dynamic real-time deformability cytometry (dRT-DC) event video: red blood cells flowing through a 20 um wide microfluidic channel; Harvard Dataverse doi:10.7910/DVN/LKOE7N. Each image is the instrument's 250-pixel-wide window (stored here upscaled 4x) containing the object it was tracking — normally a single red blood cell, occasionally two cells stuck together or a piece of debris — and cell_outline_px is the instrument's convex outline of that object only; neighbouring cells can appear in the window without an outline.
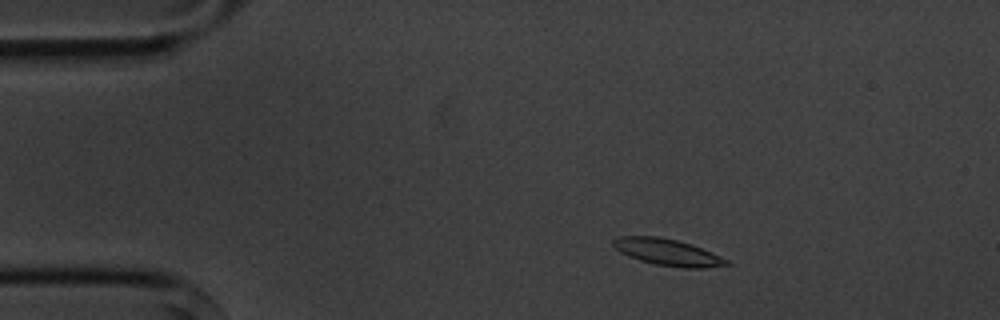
{"species": "common noctule bat (a hibernating species)", "species_latin": "Nyctalus noctula", "temperature_condition": "cold", "stored_images_in_passage": 5, "camera_frame_rate_fps": 3000, "um_per_image_px": 0.085, "animal": {"sex": "male", "body_mass_g": 20.1, "forearm_length_mm": 53.5}, "frame": {"image": 1, "passage_image": 2, "time_ms": 1.333, "image_size_px": [1000, 320], "cell_outline_px": [[732, 264], [704, 268], [680, 268], [656, 264], [640, 260], [628, 256], [620, 252], [612, 244], [612, 240], [616, 236], [660, 236], [692, 244], [720, 256], [728, 260]], "centroid_in_image_um": [56.73, 21.43], "position_along_channel_um": 28.3, "area_um2": 17.63}}
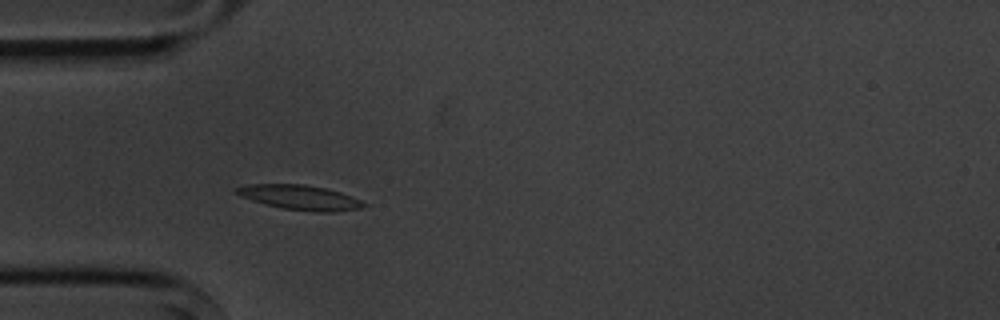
{"frame": {"image": 2, "passage_image": 4, "time_ms": 3.667, "image_size_px": [1000, 320], "cell_outline_px": [[368, 204], [360, 208], [336, 212], [316, 212], [284, 208], [264, 204], [240, 196], [232, 192], [232, 188], [244, 184], [304, 184], [324, 188], [340, 192], [360, 200]], "centroid_in_image_um": [25.42, 16.77], "position_along_channel_um": 59.6, "area_um2": 18.44}}
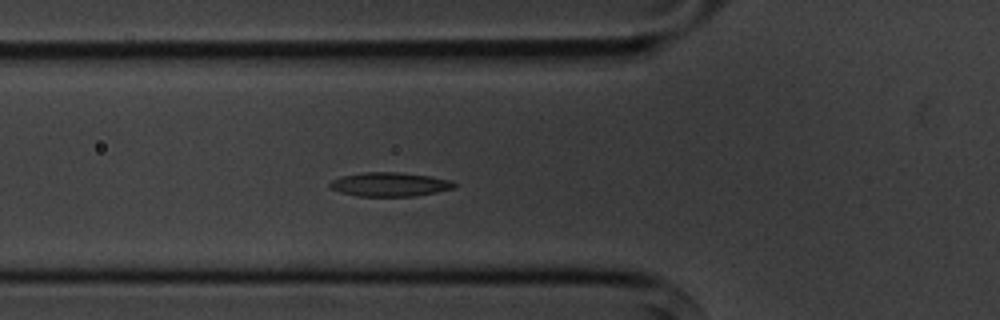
{"frame": {"image": 3, "passage_image": 5, "time_ms": 4.667, "image_size_px": [1000, 320], "cell_outline_px": [[456, 188], [416, 196], [356, 196], [340, 192], [328, 188], [328, 184], [332, 180], [340, 176], [364, 172], [396, 172], [432, 176], [448, 180], [456, 184]], "centroid_in_image_um": [33.09, 15.67], "position_along_channel_um": 92.7, "area_um2": 17.51}}